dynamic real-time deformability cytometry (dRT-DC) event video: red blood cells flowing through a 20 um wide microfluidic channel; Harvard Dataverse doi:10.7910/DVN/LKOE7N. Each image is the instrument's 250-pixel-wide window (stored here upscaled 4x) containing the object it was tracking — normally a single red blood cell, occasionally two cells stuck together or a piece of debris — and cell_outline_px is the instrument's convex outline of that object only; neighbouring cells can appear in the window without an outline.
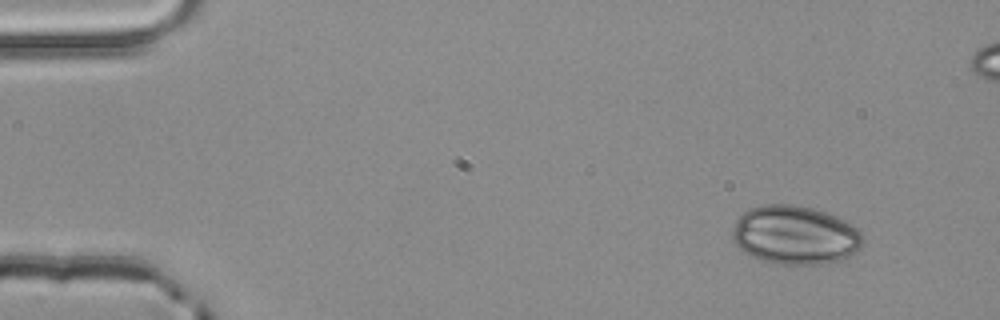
{"species": "common noctule bat (a hibernating species)", "species_latin": "Nyctalus noctula", "temperature_condition": "room temperature", "stored_images_in_passage": 4, "camera_frame_rate_fps": 3000, "um_per_image_px": 0.085, "animal": {"sex": "male", "body_mass_g": 20.4}, "frame": {"image": 1, "passage_image": 1, "time_ms": 0.0, "image_size_px": [1000, 320], "cell_outline_px": [[864, 244], [856, 256], [824, 264], [780, 264], [760, 260], [744, 252], [732, 240], [732, 232], [736, 220], [748, 208], [764, 204], [796, 204], [812, 208], [836, 216], [852, 224], [864, 236]], "centroid_in_image_um": [67.62, 19.99], "position_along_channel_um": 17.4, "area_um2": 45.26}}